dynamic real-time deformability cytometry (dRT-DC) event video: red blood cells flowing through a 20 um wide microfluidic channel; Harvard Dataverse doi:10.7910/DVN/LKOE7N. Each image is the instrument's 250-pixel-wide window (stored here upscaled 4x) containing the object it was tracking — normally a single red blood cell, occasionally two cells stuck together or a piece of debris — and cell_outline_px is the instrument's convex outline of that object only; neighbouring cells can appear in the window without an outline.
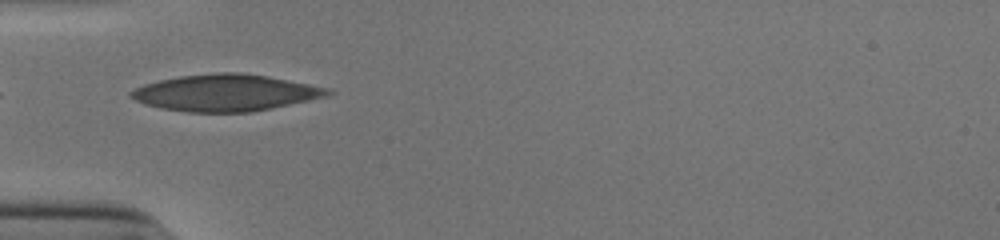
{"species": "human", "species_latin": "Homo sapiens", "temperature_condition": "cold", "stored_images_in_passage": 9, "camera_frame_rate_fps": 3000, "um_per_image_px": 0.085, "donor": {"sex": "male"}, "frame": {"image": 1, "passage_image": 1, "time_ms": 0.0, "image_size_px": [1000, 240], "cell_outline_px": [[336, 92], [328, 96], [272, 108], [252, 112], [188, 112], [160, 108], [144, 104], [128, 96], [128, 92], [144, 84], [160, 80], [180, 76], [216, 72], [240, 72], [268, 76], [332, 88]], "centroid_in_image_um": [19.21, 7.88], "position_along_channel_um": 65.8, "area_um2": 42.31}}
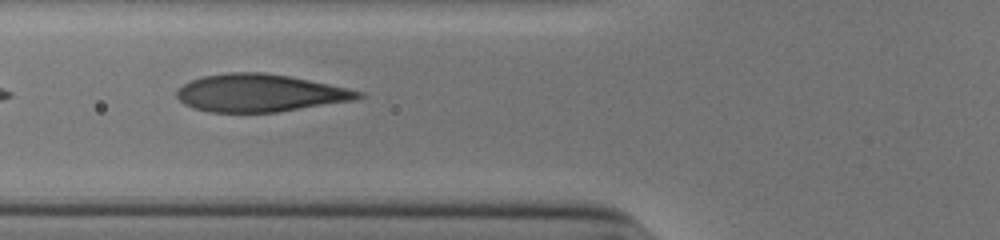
{"frame": {"image": 2, "passage_image": 4, "time_ms": 1.0, "image_size_px": [1000, 240], "cell_outline_px": [[364, 96], [356, 100], [276, 112], [208, 112], [192, 108], [184, 104], [176, 96], [176, 92], [184, 84], [192, 80], [204, 76], [228, 72], [264, 72], [288, 76], [348, 88], [364, 92]], "centroid_in_image_um": [22.1, 7.91], "position_along_channel_um": 103.7, "area_um2": 39.65}}
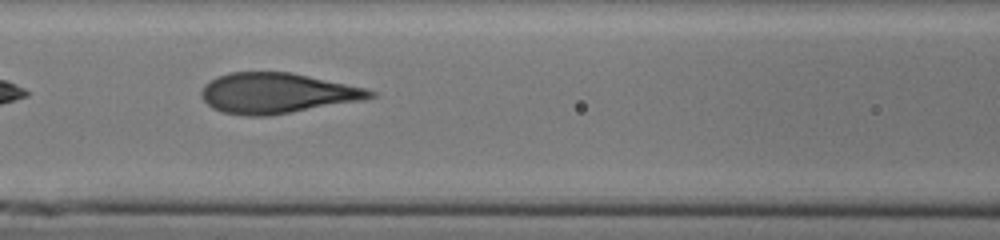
{"frame": {"image": 3, "passage_image": 7, "time_ms": 2.0, "image_size_px": [1000, 240], "cell_outline_px": [[376, 96], [364, 100], [268, 116], [248, 116], [224, 112], [212, 108], [200, 96], [200, 92], [204, 84], [216, 76], [228, 72], [292, 72], [364, 88], [376, 92]], "centroid_in_image_um": [23.51, 7.91], "position_along_channel_um": 143.1, "area_um2": 39.71}}